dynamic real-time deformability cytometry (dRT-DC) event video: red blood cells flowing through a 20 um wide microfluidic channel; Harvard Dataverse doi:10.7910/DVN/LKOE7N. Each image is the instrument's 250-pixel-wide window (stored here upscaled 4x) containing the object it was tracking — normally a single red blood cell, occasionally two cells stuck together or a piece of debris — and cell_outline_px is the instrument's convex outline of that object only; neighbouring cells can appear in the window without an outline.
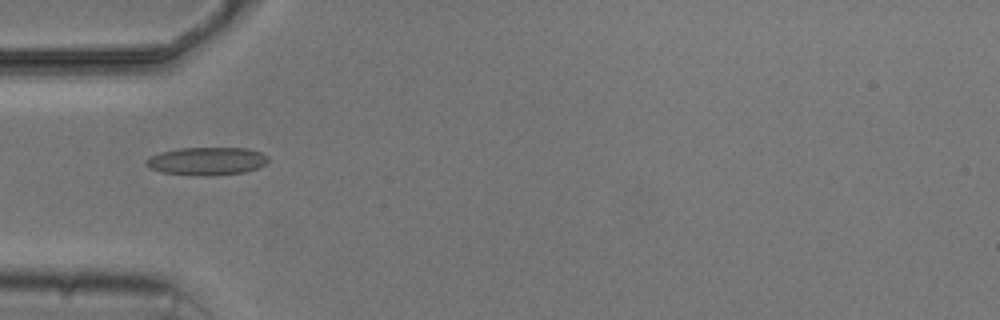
{"species": "common noctule bat (a hibernating species)", "species_latin": "Nyctalus noctula", "temperature_condition": "cold", "stored_images_in_passage": 5, "camera_frame_rate_fps": 3000, "um_per_image_px": 0.085, "animal": {"sex": "male", "body_mass_g": 20.5, "forearm_length_mm": 52.5}, "frame": {"image": 1, "passage_image": 1, "time_ms": 0.0, "image_size_px": [1000, 320], "cell_outline_px": [[268, 160], [264, 164], [256, 168], [244, 172], [212, 176], [196, 176], [160, 172], [144, 164], [144, 160], [160, 152], [180, 148], [248, 148], [260, 152], [268, 156]], "centroid_in_image_um": [17.56, 13.7], "position_along_channel_um": 67.4, "area_um2": 19.94}}
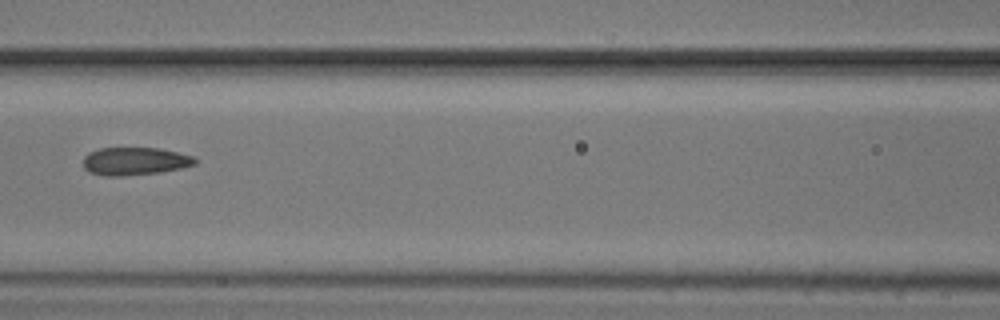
{"frame": {"image": 2, "passage_image": 3, "time_ms": 2.333, "image_size_px": [1000, 320], "cell_outline_px": [[196, 164], [184, 168], [160, 172], [120, 176], [104, 176], [88, 172], [84, 168], [84, 156], [88, 152], [100, 148], [160, 148], [196, 156]], "centroid_in_image_um": [11.48, 13.7], "position_along_channel_um": 155.1, "area_um2": 18.38}}
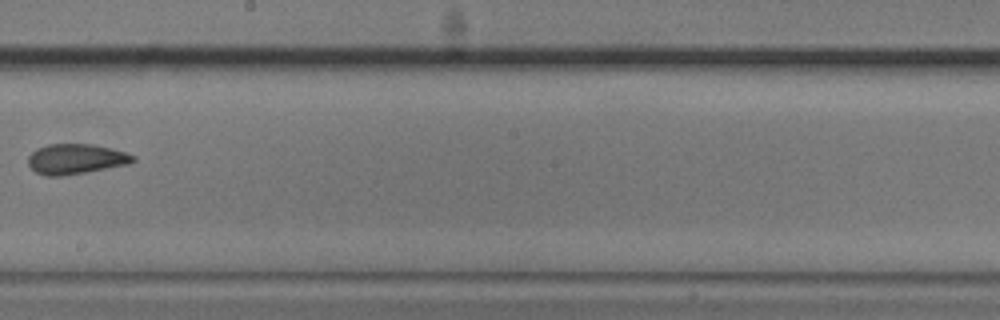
{"frame": {"image": 3, "passage_image": 5, "time_ms": 4.667, "image_size_px": [1000, 320], "cell_outline_px": [[136, 160], [128, 164], [84, 172], [60, 176], [44, 176], [36, 172], [28, 164], [28, 156], [36, 148], [48, 144], [92, 144], [124, 152], [136, 156]], "centroid_in_image_um": [6.41, 13.51], "position_along_channel_um": 241.8, "area_um2": 18.26}}